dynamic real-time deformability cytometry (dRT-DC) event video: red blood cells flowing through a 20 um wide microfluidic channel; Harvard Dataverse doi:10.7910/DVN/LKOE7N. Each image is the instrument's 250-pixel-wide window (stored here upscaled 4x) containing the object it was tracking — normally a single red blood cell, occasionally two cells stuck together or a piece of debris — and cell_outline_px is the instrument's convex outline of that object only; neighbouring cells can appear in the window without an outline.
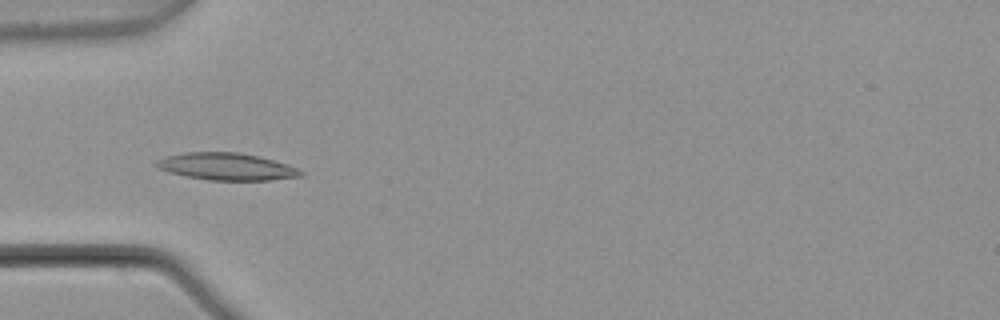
{"species": "common noctule bat (a hibernating species)", "species_latin": "Nyctalus noctula", "temperature_condition": "warm", "stored_images_in_passage": 5, "camera_frame_rate_fps": 3000, "um_per_image_px": 0.085, "animal": {"sex": "male", "body_mass_g": 21.5, "forearm_length_mm": 52.0}, "frame": {"image": 1, "passage_image": 5, "time_ms": 1.333, "image_size_px": [1000, 320], "cell_outline_px": [[304, 176], [268, 180], [208, 180], [184, 176], [168, 172], [152, 164], [156, 160], [168, 156], [184, 152], [236, 152], [256, 156], [272, 160], [296, 168], [304, 172]], "centroid_in_image_um": [19.21, 14.16], "position_along_channel_um": 65.8, "area_um2": 22.66}}